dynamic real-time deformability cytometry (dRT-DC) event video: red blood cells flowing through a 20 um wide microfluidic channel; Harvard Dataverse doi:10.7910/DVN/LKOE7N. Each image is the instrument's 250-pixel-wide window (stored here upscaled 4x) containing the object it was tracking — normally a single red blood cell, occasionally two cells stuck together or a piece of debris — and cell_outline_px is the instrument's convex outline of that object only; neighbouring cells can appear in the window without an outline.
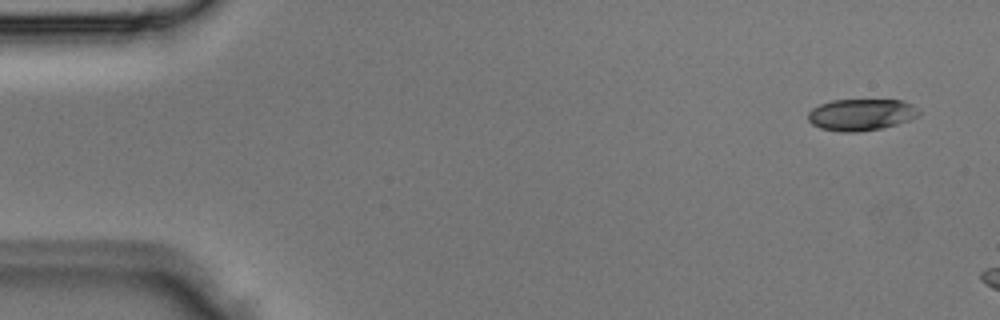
{"species": "Egyptian fruit bat (a non-hibernating species)", "species_latin": "Rousettus aegyptiacus", "temperature_condition": "room temperature", "stored_images_in_passage": 3, "camera_frame_rate_fps": 3000, "um_per_image_px": 0.085, "animal": {"sex": "male"}, "frame": {"image": 1, "passage_image": 1, "time_ms": 0.0, "image_size_px": [1000, 320], "cell_outline_px": [[920, 116], [896, 124], [880, 128], [856, 132], [840, 132], [820, 128], [812, 124], [808, 120], [808, 112], [812, 108], [820, 104], [832, 100], [904, 100], [912, 104], [920, 112]], "centroid_in_image_um": [73.19, 9.74], "position_along_channel_um": 11.8, "area_um2": 20.46}}